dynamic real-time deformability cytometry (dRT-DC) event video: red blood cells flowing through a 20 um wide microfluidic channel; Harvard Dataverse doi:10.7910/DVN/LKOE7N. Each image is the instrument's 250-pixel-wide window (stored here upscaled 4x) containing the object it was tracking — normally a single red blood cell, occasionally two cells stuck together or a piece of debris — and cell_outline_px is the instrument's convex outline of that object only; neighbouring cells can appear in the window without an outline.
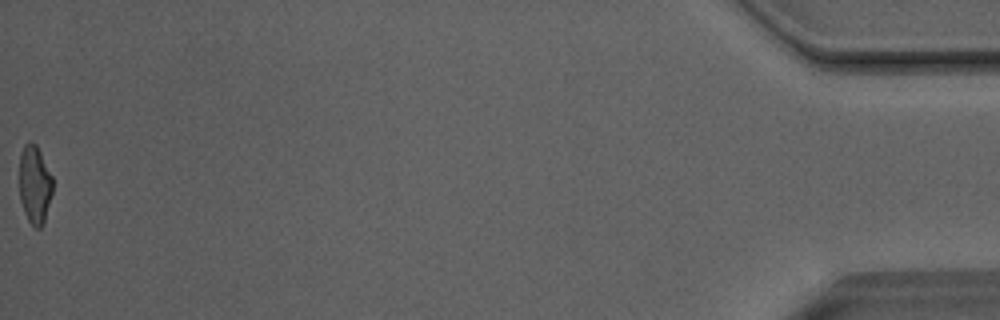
{"species": "Egyptian fruit bat (a non-hibernating species)", "species_latin": "Rousettus aegyptiacus", "temperature_condition": "room temperature", "stored_images_in_passage": 44, "camera_frame_rate_fps": 3000, "um_per_image_px": 0.085, "animal": {"sex": "male"}, "frame": {"image": 1, "passage_image": 44, "time_ms": 14.333, "image_size_px": [1000, 320], "cell_outline_px": [[52, 192], [44, 220], [40, 228], [36, 228], [28, 220], [24, 212], [20, 200], [20, 152], [24, 144], [28, 140], [36, 144], [52, 176]], "centroid_in_image_um": [2.93, 15.65], "position_along_channel_um": 432.3, "area_um2": 15.03}, "authors_computed_cell_mechanics": {"area_um2": 16.3863, "velocity_mm_per_s": 4.0686, "shape_relaxation_time_tau1_ms": 9.6723, "shape_relaxation_time_tau2_ms": 1.9645, "deformation_change_tau1": 0.2529, "deformation_change_tau2": 0.1038}}